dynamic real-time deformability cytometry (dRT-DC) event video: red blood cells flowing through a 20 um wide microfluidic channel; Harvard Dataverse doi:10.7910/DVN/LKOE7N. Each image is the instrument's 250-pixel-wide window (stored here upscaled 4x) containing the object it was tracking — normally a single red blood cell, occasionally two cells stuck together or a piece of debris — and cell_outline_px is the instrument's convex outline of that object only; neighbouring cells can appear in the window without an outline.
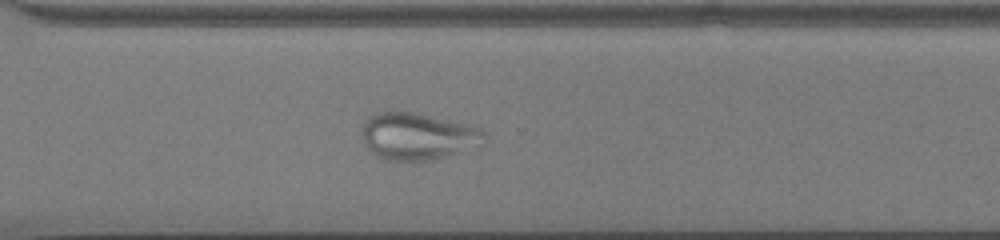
{"species": "common noctule bat (a hibernating species)", "species_latin": "Nyctalus noctula", "temperature_condition": "cold", "stored_images_in_passage": 52, "camera_frame_rate_fps": 3000, "um_per_image_px": 0.085, "animal": {"sex": "male", "body_mass_g": 13.0, "forearm_length_mm": 53.1}, "frame": {"image": 1, "passage_image": 37, "time_ms": 12.0, "image_size_px": [1000, 240], "cell_outline_px": [[488, 140], [484, 144], [444, 156], [424, 160], [388, 160], [376, 156], [364, 144], [364, 124], [368, 116], [376, 112], [412, 112], [448, 120], [480, 128], [484, 132]], "centroid_in_image_um": [35.51, 11.58], "position_along_channel_um": 335.1, "area_um2": 32.89}}